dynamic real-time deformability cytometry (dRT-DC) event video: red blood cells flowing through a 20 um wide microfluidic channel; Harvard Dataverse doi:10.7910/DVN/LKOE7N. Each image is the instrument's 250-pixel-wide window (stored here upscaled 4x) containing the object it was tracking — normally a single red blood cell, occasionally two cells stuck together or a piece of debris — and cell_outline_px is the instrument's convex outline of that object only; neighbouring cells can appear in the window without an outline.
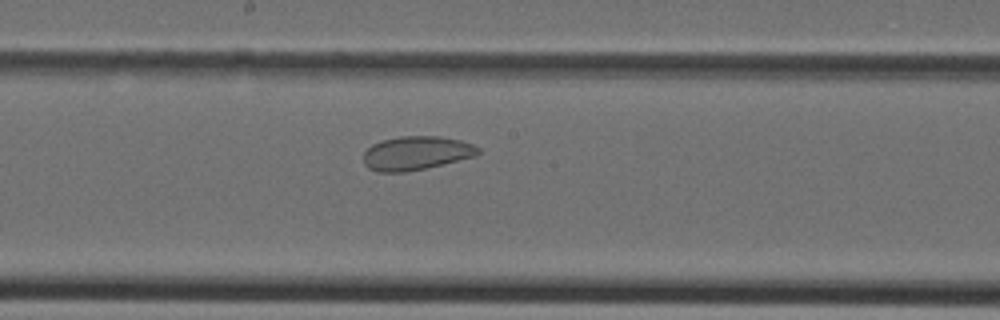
{"species": "Egyptian fruit bat (a non-hibernating species)", "species_latin": "Rousettus aegyptiacus", "temperature_condition": "cold", "stored_images_in_passage": 27, "camera_frame_rate_fps": 3000, "um_per_image_px": 0.085, "animal": {"sex": "female"}, "frame": {"image": 1, "passage_image": 9, "time_ms": 2.667, "image_size_px": [1000, 320], "cell_outline_px": [[480, 152], [476, 156], [424, 168], [404, 172], [376, 172], [368, 168], [364, 164], [364, 152], [372, 144], [384, 140], [400, 136], [440, 136], [460, 140], [472, 144], [480, 148]], "centroid_in_image_um": [35.37, 13.01], "position_along_channel_um": 212.8, "area_um2": 22.48}}
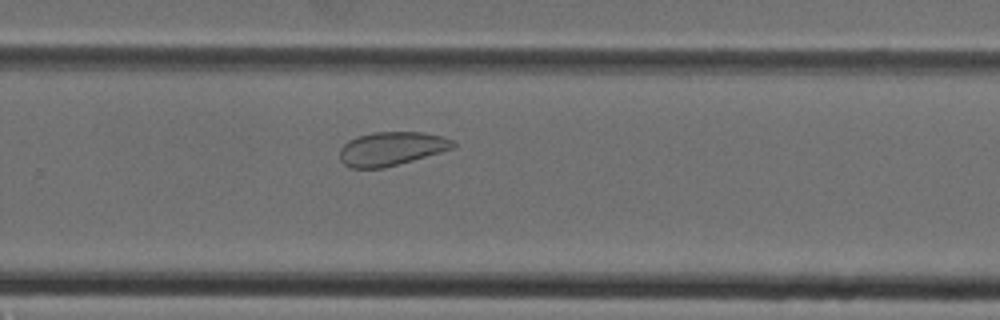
{"frame": {"image": 2, "passage_image": 14, "time_ms": 4.333, "image_size_px": [1000, 320], "cell_outline_px": [[456, 148], [384, 168], [352, 168], [344, 164], [340, 160], [340, 148], [348, 140], [372, 132], [424, 132], [440, 136], [452, 140], [456, 144]], "centroid_in_image_um": [33.28, 12.64], "position_along_channel_um": 296.5, "area_um2": 22.25}}
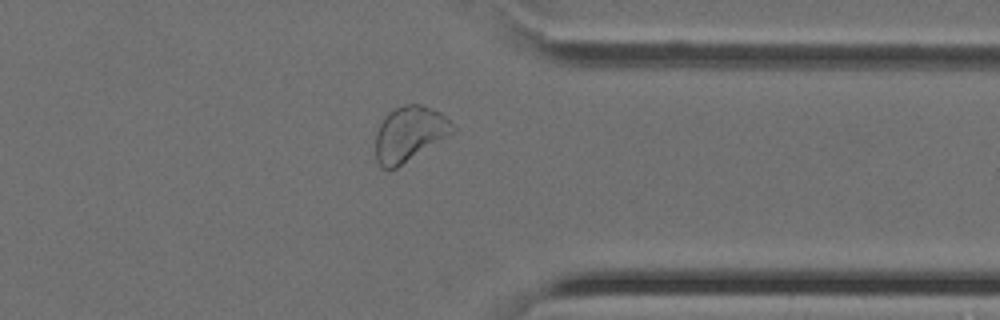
{"frame": {"image": 3, "passage_image": 19, "time_ms": 6.0, "image_size_px": [1000, 320], "cell_outline_px": [[456, 128], [452, 132], [396, 168], [384, 168], [376, 160], [376, 132], [384, 116], [388, 112], [404, 104], [420, 104], [440, 112]], "centroid_in_image_um": [34.76, 11.35], "position_along_channel_um": 376.6, "area_um2": 24.04}}